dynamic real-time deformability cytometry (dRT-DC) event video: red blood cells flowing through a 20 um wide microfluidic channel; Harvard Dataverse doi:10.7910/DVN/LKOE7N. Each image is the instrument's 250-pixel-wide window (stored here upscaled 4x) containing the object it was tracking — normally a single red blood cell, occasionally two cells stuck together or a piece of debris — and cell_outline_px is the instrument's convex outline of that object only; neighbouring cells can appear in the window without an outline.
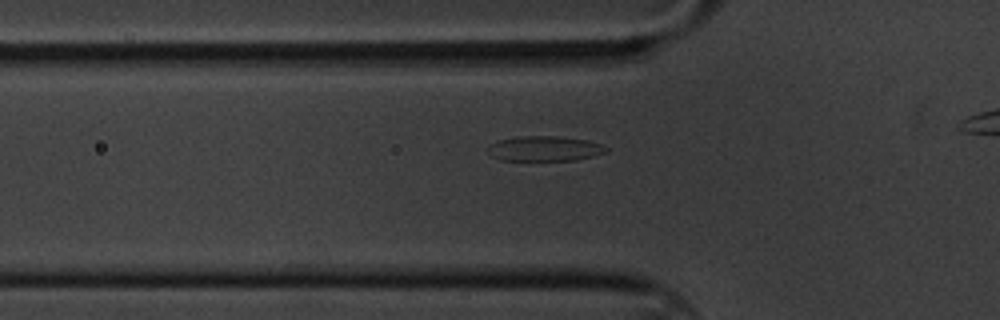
{"species": "common noctule bat (a hibernating species)", "species_latin": "Nyctalus noctula", "temperature_condition": "cold", "stored_images_in_passage": 36, "camera_frame_rate_fps": 3000, "um_per_image_px": 0.085, "animal": {"sex": "male", "body_mass_g": 20.1, "forearm_length_mm": 53.5}, "frame": {"image": 1, "passage_image": 7, "time_ms": 2.0, "image_size_px": [1000, 320], "cell_outline_px": [[608, 152], [576, 160], [500, 160], [492, 156], [488, 152], [488, 148], [492, 144], [500, 140], [516, 136], [556, 136], [588, 140], [600, 144], [608, 148]], "centroid_in_image_um": [46.31, 12.63], "position_along_channel_um": 79.5, "area_um2": 17.17}}
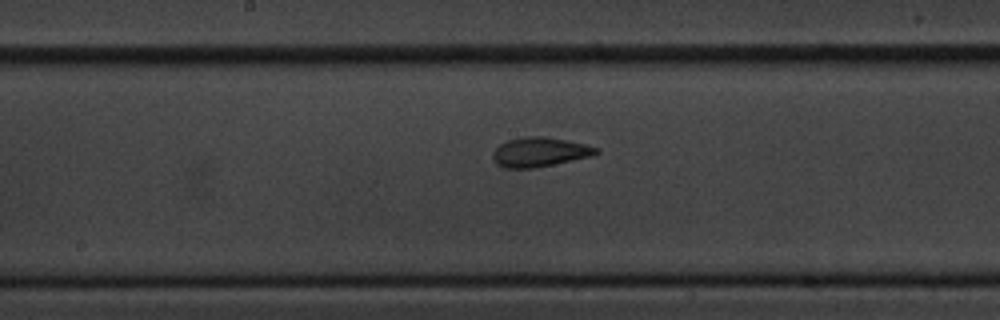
{"frame": {"image": 2, "passage_image": 18, "time_ms": 5.667, "image_size_px": [1000, 320], "cell_outline_px": [[600, 152], [592, 156], [532, 168], [504, 168], [496, 164], [492, 160], [492, 152], [500, 144], [508, 140], [524, 136], [544, 136], [588, 144], [600, 148]], "centroid_in_image_um": [45.87, 12.91], "position_along_channel_um": 202.3, "area_um2": 17.86}}
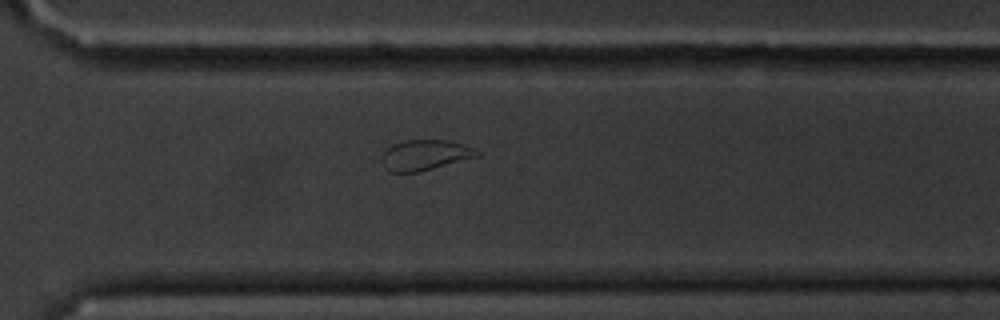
{"frame": {"image": 3, "passage_image": 30, "time_ms": 9.667, "image_size_px": [1000, 320], "cell_outline_px": [[480, 156], [420, 172], [392, 172], [384, 168], [384, 152], [392, 144], [408, 140], [448, 140], [472, 148], [480, 152]], "centroid_in_image_um": [36.15, 13.19], "position_along_channel_um": 334.4, "area_um2": 16.65}}